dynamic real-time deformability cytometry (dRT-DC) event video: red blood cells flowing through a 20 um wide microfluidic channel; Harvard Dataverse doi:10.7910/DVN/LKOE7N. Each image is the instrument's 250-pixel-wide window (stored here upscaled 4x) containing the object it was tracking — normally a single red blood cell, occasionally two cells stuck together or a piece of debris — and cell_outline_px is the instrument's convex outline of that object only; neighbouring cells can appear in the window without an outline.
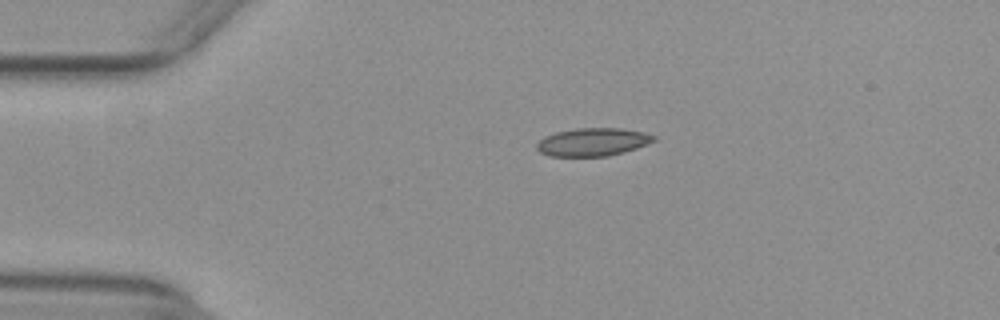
{"species": "common noctule bat (a hibernating species)", "species_latin": "Nyctalus noctula", "temperature_condition": "warm", "stored_images_in_passage": 54, "camera_frame_rate_fps": 3000, "um_per_image_px": 0.085, "animal": {"sex": "female", "body_mass_g": 29.2, "forearm_length_mm": 56.3}, "frame": {"image": 1, "passage_image": 12, "time_ms": 3.667, "image_size_px": [1000, 320], "cell_outline_px": [[656, 140], [636, 148], [624, 152], [608, 156], [548, 156], [540, 152], [536, 148], [536, 144], [544, 136], [556, 132], [576, 128], [620, 128], [644, 132], [656, 136]], "centroid_in_image_um": [50.37, 12.07], "position_along_channel_um": 34.6, "area_um2": 19.13}}
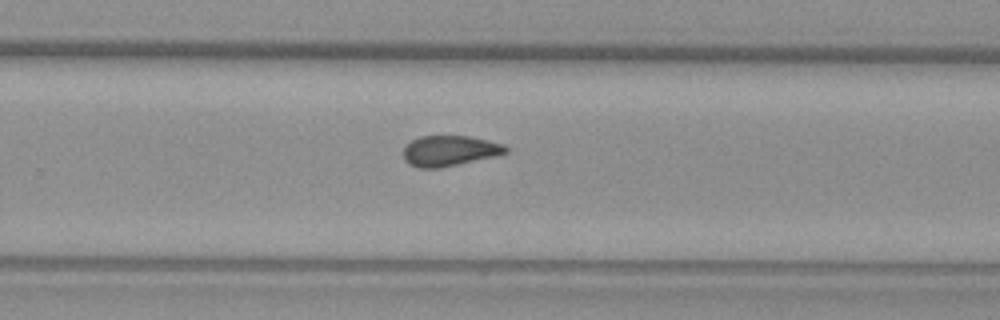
{"frame": {"image": 2, "passage_image": 35, "time_ms": 11.333, "image_size_px": [1000, 320], "cell_outline_px": [[508, 152], [496, 156], [436, 168], [420, 168], [408, 164], [404, 160], [404, 148], [412, 140], [420, 136], [468, 136], [488, 140], [504, 144], [508, 148]], "centroid_in_image_um": [38.22, 12.81], "position_along_channel_um": 291.6, "area_um2": 18.03}}
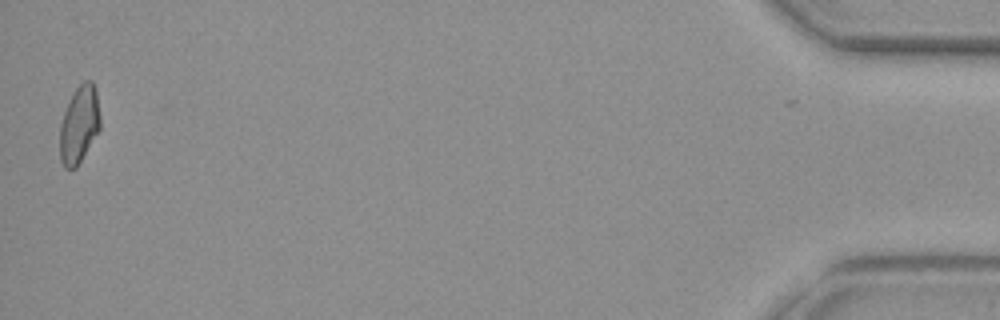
{"frame": {"image": 3, "passage_image": 53, "time_ms": 17.333, "image_size_px": [1000, 320], "cell_outline_px": [[100, 128], [76, 168], [64, 168], [60, 160], [60, 124], [68, 100], [76, 88], [84, 80], [92, 80], [96, 88], [100, 116]], "centroid_in_image_um": [6.73, 10.56], "position_along_channel_um": 428.5, "area_um2": 18.21}, "authors_computed_cell_mechanics": {"area_um2": 18.4671, "velocity_mm_per_s": 3.9101, "shape_relaxation_time_tau1_ms": 8.0261, "shape_relaxation_time_tau2_ms": 2.0011, "deformation_change_tau1": 0.1888, "deformation_change_tau2": 0.0854}}